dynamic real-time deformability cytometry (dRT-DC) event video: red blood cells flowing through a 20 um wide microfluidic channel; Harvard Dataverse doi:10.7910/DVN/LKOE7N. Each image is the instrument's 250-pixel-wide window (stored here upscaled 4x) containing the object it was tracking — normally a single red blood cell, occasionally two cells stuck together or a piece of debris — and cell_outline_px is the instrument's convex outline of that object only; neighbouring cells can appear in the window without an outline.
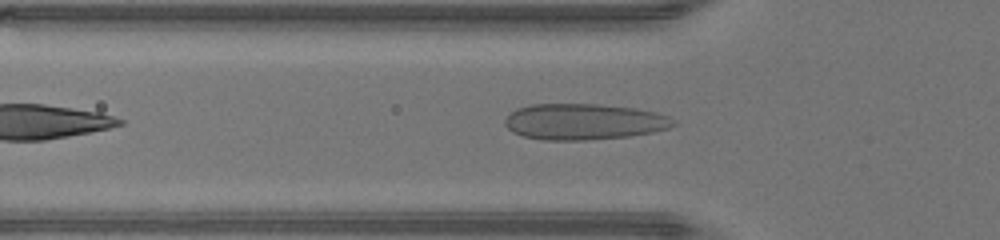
{"species": "human", "species_latin": "Homo sapiens", "temperature_condition": "warm", "stored_images_in_passage": 34, "camera_frame_rate_fps": 3000, "um_per_image_px": 0.085, "donor": {"sex": "male"}, "frame": {"image": 1, "passage_image": 5, "time_ms": 1.333, "image_size_px": [1000, 240], "cell_outline_px": [[676, 124], [668, 128], [652, 132], [628, 136], [588, 140], [544, 140], [524, 136], [512, 132], [504, 124], [504, 120], [516, 108], [532, 104], [600, 104], [636, 108], [656, 112], [668, 116], [676, 120]], "centroid_in_image_um": [49.64, 10.34], "position_along_channel_um": 76.2, "area_um2": 35.49}}
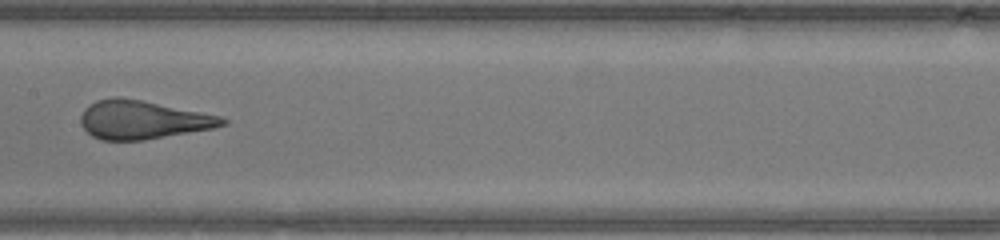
{"frame": {"image": 2, "passage_image": 13, "time_ms": 4.0, "image_size_px": [1000, 240], "cell_outline_px": [[228, 124], [212, 128], [144, 140], [100, 140], [92, 136], [80, 124], [80, 116], [84, 108], [96, 100], [116, 96], [120, 96], [220, 116], [228, 120]], "centroid_in_image_um": [12.08, 10.18], "position_along_channel_um": 195.3, "area_um2": 31.56}}
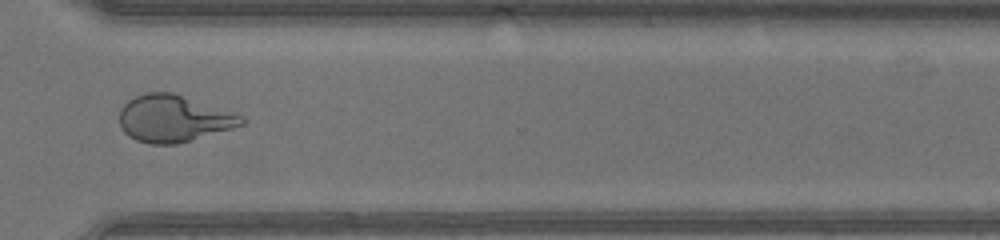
{"frame": {"image": 3, "passage_image": 24, "time_ms": 7.667, "image_size_px": [1000, 240], "cell_outline_px": [[244, 124], [232, 128], [176, 144], [152, 144], [136, 140], [128, 136], [124, 132], [120, 124], [120, 108], [128, 100], [136, 96], [148, 92], [172, 92], [244, 116]], "centroid_in_image_um": [14.72, 10.07], "position_along_channel_um": 355.9, "area_um2": 33.0}}